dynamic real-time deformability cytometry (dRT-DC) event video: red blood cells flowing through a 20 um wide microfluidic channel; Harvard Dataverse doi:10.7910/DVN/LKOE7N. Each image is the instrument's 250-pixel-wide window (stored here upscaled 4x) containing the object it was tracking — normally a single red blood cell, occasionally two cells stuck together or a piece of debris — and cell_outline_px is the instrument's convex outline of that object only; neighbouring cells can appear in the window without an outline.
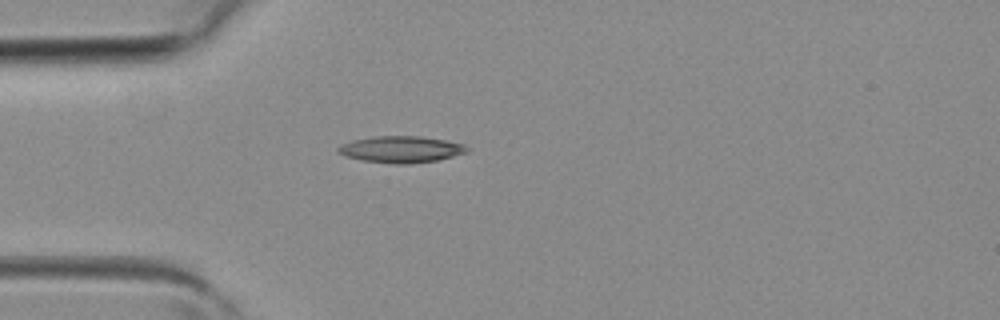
{"species": "common noctule bat (a hibernating species)", "species_latin": "Nyctalus noctula", "temperature_condition": "room temperature", "stored_images_in_passage": 2, "camera_frame_rate_fps": 3000, "um_per_image_px": 0.085, "animal": {"sex": "female", "body_mass_g": 19.3, "forearm_length_mm": 54.1}, "frame": {"image": 1, "passage_image": 2, "time_ms": 0.333, "image_size_px": [1000, 320], "cell_outline_px": [[468, 152], [436, 160], [408, 164], [396, 164], [364, 160], [344, 156], [336, 152], [336, 148], [352, 140], [376, 136], [420, 136], [444, 140], [464, 144], [468, 148]], "centroid_in_image_um": [34.07, 12.69], "position_along_channel_um": 50.9, "area_um2": 19.77}}